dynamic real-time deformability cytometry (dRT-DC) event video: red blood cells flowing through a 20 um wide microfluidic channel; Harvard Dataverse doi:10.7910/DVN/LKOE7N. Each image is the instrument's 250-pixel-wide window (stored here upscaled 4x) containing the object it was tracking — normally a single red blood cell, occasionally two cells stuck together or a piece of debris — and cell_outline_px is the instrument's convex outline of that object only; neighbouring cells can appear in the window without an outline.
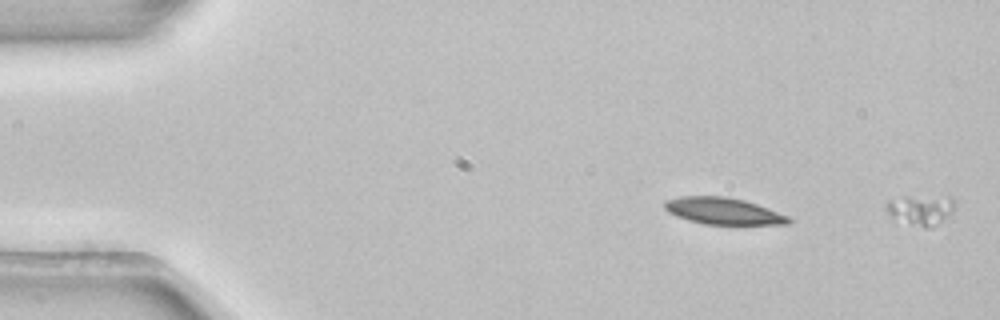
{"species": "common noctule bat (a hibernating species)", "species_latin": "Nyctalus noctula", "temperature_condition": "room temperature", "stored_images_in_passage": 2, "segment_of_instrument_passage": [2, 2], "camera_frame_rate_fps": 3000, "um_per_image_px": 0.085, "animal": {"sex": "female", "body_mass_g": 22.7, "forearm_length_mm": 54.2}, "frame": {"image": 1, "passage_image": 2, "time_ms": 0.333, "image_size_px": [1000, 320], "cell_outline_px": [[956, 204], [952, 212], [948, 216], [932, 228], [924, 228], [892, 220], [884, 208], [884, 204], [888, 200], [904, 196], [952, 196]], "centroid_in_image_um": [78.22, 17.84], "position_along_channel_um": 6.8, "area_um2": 12.72}}